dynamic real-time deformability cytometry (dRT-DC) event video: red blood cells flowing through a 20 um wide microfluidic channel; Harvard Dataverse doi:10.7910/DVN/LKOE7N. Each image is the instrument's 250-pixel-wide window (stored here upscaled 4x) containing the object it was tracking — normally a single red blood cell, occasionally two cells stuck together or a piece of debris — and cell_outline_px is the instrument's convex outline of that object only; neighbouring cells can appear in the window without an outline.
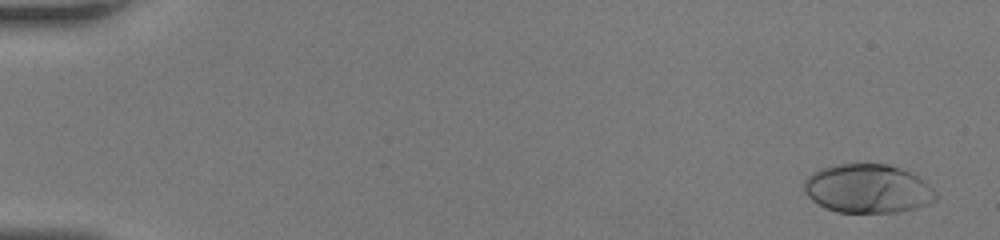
{"species": "human", "species_latin": "Homo sapiens", "temperature_condition": "room temperature", "stored_images_in_passage": 46, "camera_frame_rate_fps": 3000, "um_per_image_px": 0.085, "donor": {"sex": "female"}, "frame": {"image": 1, "passage_image": 2, "time_ms": 0.333, "image_size_px": [1000, 240], "cell_outline_px": [[936, 200], [928, 204], [916, 208], [896, 212], [836, 212], [812, 200], [804, 192], [804, 180], [812, 172], [820, 168], [836, 164], [888, 164], [900, 168], [924, 180], [936, 192]], "centroid_in_image_um": [73.75, 16.03], "position_along_channel_um": 11.3, "area_um2": 37.34}}
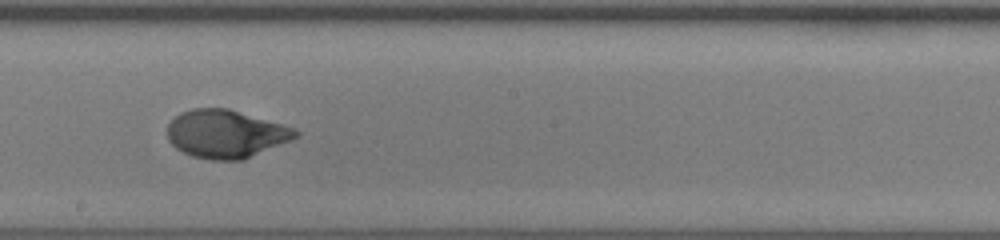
{"frame": {"image": 2, "passage_image": 27, "time_ms": 8.667, "image_size_px": [1000, 240], "cell_outline_px": [[300, 132], [292, 140], [244, 160], [208, 160], [192, 156], [176, 148], [168, 140], [168, 124], [180, 112], [192, 108], [228, 108], [296, 128]], "centroid_in_image_um": [19.21, 11.39], "position_along_channel_um": 229.0, "area_um2": 36.07}}
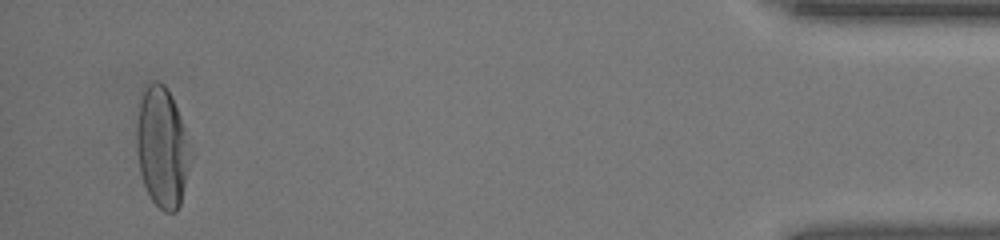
{"frame": {"image": 3, "passage_image": 44, "time_ms": 14.333, "image_size_px": [1000, 240], "cell_outline_px": [[192, 156], [180, 204], [176, 212], [164, 212], [152, 200], [144, 184], [140, 172], [136, 152], [136, 128], [140, 104], [144, 88], [148, 84], [156, 80], [160, 80], [164, 84], [180, 116], [184, 128]], "centroid_in_image_um": [13.77, 12.55], "position_along_channel_um": 421.4, "area_um2": 37.45}}